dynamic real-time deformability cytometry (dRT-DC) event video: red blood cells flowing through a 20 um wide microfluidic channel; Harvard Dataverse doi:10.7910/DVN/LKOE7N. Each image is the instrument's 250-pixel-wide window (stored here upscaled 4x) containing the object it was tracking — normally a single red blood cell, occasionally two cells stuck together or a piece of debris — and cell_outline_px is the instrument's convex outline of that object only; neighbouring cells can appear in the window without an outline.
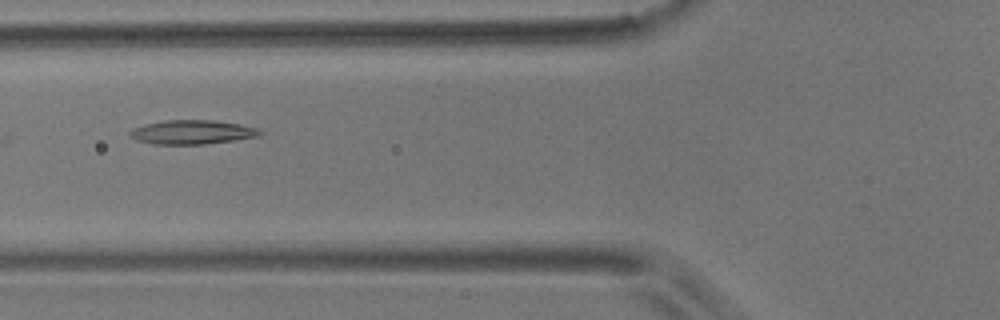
{"species": "common noctule bat (a hibernating species)", "species_latin": "Nyctalus noctula", "temperature_condition": "room temperature", "stored_images_in_passage": 4, "camera_frame_rate_fps": 3000, "um_per_image_px": 0.085, "animal": {"sex": "male", "body_mass_g": 17.9}, "frame": {"image": 1, "passage_image": 3, "time_ms": 2.0, "image_size_px": [1000, 320], "cell_outline_px": [[264, 132], [260, 136], [236, 140], [204, 144], [152, 144], [136, 140], [128, 136], [128, 132], [132, 128], [164, 120], [216, 120], [240, 124], [256, 128]], "centroid_in_image_um": [16.33, 11.23], "position_along_channel_um": 109.5, "area_um2": 18.38}}
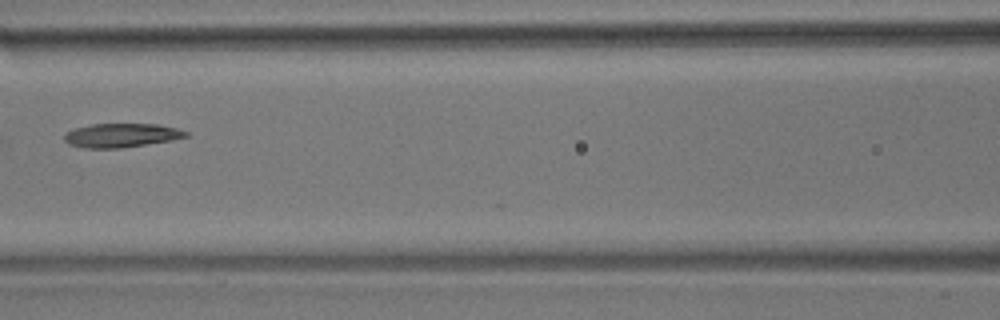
{"frame": {"image": 2, "passage_image": 4, "time_ms": 3.333, "image_size_px": [1000, 320], "cell_outline_px": [[188, 136], [172, 140], [120, 148], [84, 148], [68, 144], [64, 140], [64, 136], [68, 132], [76, 128], [92, 124], [156, 124], [176, 128], [188, 132]], "centroid_in_image_um": [10.31, 11.51], "position_along_channel_um": 156.3, "area_um2": 16.76}}